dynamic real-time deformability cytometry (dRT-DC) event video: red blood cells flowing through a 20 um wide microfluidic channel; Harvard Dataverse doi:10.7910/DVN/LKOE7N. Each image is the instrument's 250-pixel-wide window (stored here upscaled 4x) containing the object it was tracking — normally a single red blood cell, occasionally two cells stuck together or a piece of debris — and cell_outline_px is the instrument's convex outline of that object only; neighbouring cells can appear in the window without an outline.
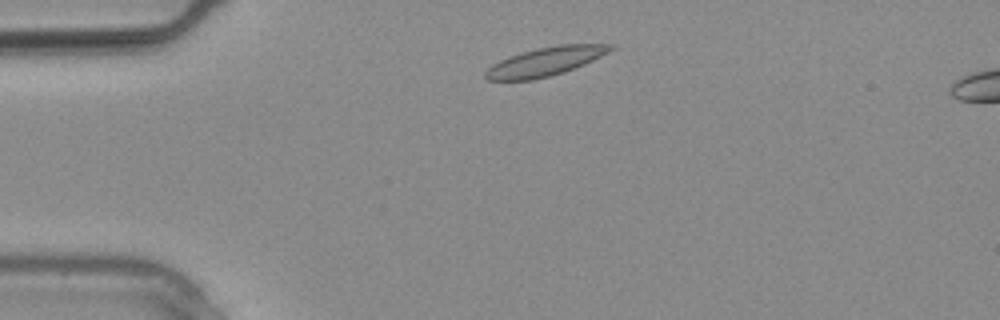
{"species": "common noctule bat (a hibernating species)", "species_latin": "Nyctalus noctula", "temperature_condition": "warm", "stored_images_in_passage": 8, "camera_frame_rate_fps": 3000, "um_per_image_px": 0.085, "animal": {"sex": "male", "body_mass_g": 20.4}, "frame": {"image": 1, "passage_image": 2, "time_ms": 0.333, "image_size_px": [1000, 320], "cell_outline_px": [[616, 48], [576, 68], [564, 72], [532, 80], [488, 80], [484, 76], [484, 72], [492, 64], [500, 60], [536, 48], [560, 44], [616, 44]], "centroid_in_image_um": [46.38, 5.23], "position_along_channel_um": 38.6, "area_um2": 20.75}}